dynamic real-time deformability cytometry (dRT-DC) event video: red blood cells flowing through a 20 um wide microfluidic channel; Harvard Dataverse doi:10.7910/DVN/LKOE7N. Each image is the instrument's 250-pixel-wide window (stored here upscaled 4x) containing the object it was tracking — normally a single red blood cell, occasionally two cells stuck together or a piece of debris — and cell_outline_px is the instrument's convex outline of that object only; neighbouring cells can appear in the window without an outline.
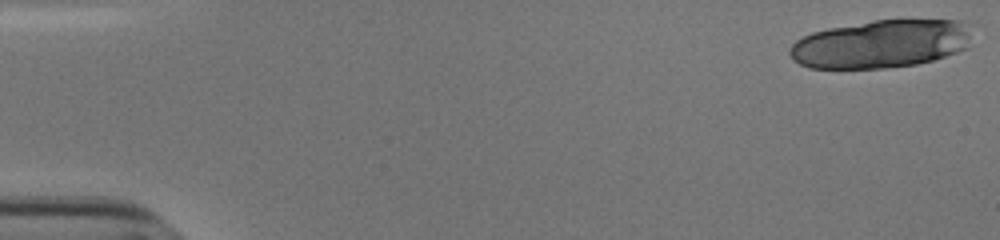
{"species": "human", "species_latin": "Homo sapiens", "temperature_condition": "cold", "stored_images_in_passage": 19, "camera_frame_rate_fps": 3000, "um_per_image_px": 0.085, "donor": {"sex": "male"}, "frame": {"image": 1, "passage_image": 1, "time_ms": 0.0, "image_size_px": [1000, 240], "cell_outline_px": [[968, 48], [932, 60], [916, 64], [884, 68], [808, 68], [792, 60], [788, 52], [792, 44], [796, 40], [812, 32], [828, 28], [872, 20], [956, 20], [960, 24], [968, 36]], "centroid_in_image_um": [74.75, 3.75], "position_along_channel_um": 10.2, "area_um2": 50.46}}